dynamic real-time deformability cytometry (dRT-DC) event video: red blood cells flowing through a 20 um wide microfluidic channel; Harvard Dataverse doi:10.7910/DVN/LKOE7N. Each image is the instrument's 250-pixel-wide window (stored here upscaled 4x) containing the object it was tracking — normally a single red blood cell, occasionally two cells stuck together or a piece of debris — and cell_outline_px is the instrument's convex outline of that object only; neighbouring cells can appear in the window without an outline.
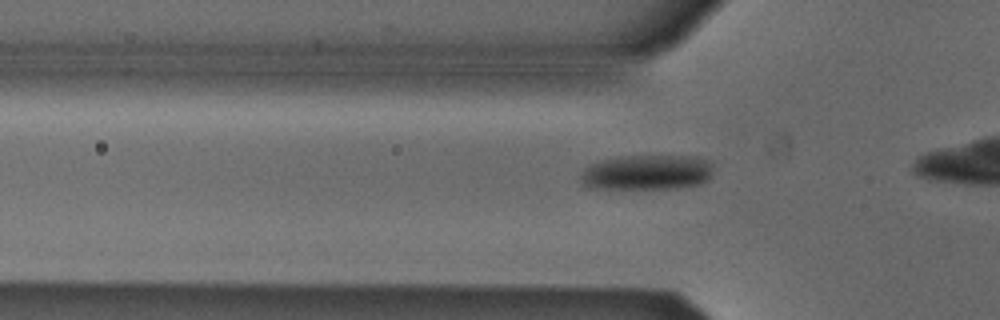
{"species": "Egyptian fruit bat (a non-hibernating species)", "species_latin": "Rousettus aegyptiacus", "temperature_condition": "cold", "stored_images_in_passage": 14, "camera_frame_rate_fps": 3000, "um_per_image_px": 0.085, "animal": {"sex": "male"}, "frame": {"image": 1, "passage_image": 8, "time_ms": 2.333, "image_size_px": [1000, 320], "cell_outline_px": [[712, 172], [708, 180], [700, 184], [676, 188], [588, 188], [580, 180], [580, 176], [584, 168], [592, 164], [604, 160], [628, 156], [696, 156], [708, 160], [712, 164]], "centroid_in_image_um": [55.02, 14.65], "position_along_channel_um": 70.8, "area_um2": 26.99}}
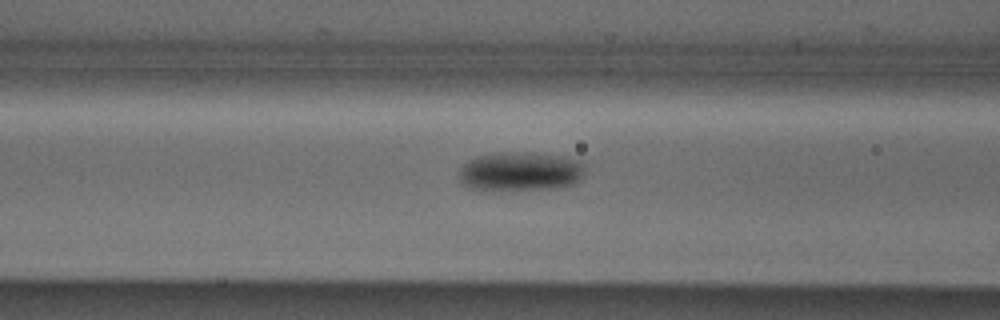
{"frame": {"image": 2, "passage_image": 12, "time_ms": 3.667, "image_size_px": [1000, 320], "cell_outline_px": [[584, 164], [580, 176], [572, 184], [552, 188], [472, 188], [464, 184], [456, 176], [456, 172], [468, 160], [476, 156], [496, 152], [528, 152], [560, 156], [580, 160]], "centroid_in_image_um": [44.16, 14.52], "position_along_channel_um": 122.4, "area_um2": 27.98}}